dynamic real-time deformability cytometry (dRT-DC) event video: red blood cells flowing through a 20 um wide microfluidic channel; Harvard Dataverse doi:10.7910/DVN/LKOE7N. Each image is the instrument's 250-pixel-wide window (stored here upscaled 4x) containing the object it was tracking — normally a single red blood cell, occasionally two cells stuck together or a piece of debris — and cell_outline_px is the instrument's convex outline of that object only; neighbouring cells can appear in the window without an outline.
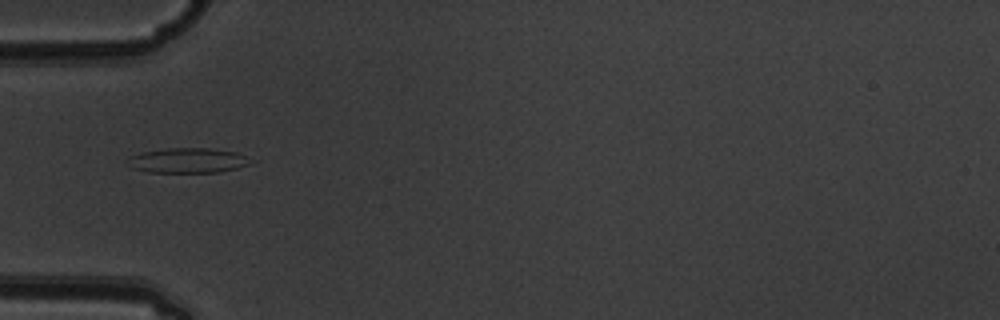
{"species": "common noctule bat (a hibernating species)", "species_latin": "Nyctalus noctula", "temperature_condition": "warm", "stored_images_in_passage": 4, "camera_frame_rate_fps": 3000, "um_per_image_px": 0.085, "animal": {"sex": "male", "body_mass_g": 19.5, "forearm_length_mm": 54.6}, "frame": {"image": 1, "passage_image": 2, "time_ms": 0.333, "image_size_px": [1000, 320], "cell_outline_px": [[256, 160], [248, 164], [236, 168], [220, 172], [148, 172], [132, 168], [124, 164], [132, 156], [144, 152], [168, 148], [208, 148], [236, 152]], "centroid_in_image_um": [15.98, 13.64], "position_along_channel_um": 69.0, "area_um2": 17.86}}
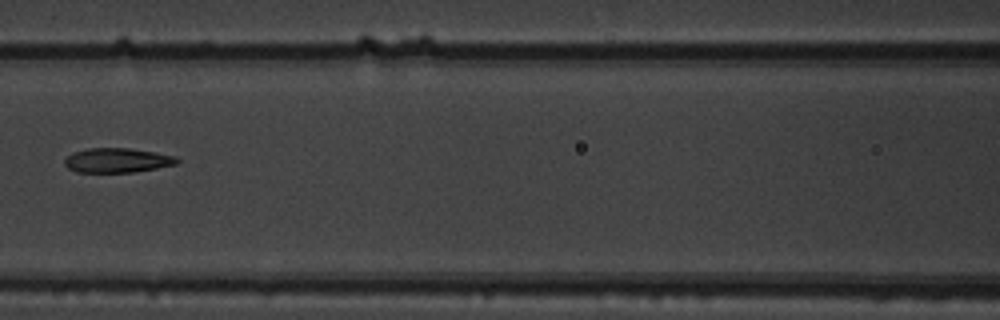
{"frame": {"image": 2, "passage_image": 4, "time_ms": 1.0, "image_size_px": [1000, 320], "cell_outline_px": [[180, 160], [176, 164], [156, 168], [132, 172], [76, 172], [68, 168], [64, 164], [64, 160], [72, 152], [88, 148], [128, 148], [156, 152], [176, 156]], "centroid_in_image_um": [9.96, 13.62], "position_along_channel_um": 156.6, "area_um2": 16.07}}